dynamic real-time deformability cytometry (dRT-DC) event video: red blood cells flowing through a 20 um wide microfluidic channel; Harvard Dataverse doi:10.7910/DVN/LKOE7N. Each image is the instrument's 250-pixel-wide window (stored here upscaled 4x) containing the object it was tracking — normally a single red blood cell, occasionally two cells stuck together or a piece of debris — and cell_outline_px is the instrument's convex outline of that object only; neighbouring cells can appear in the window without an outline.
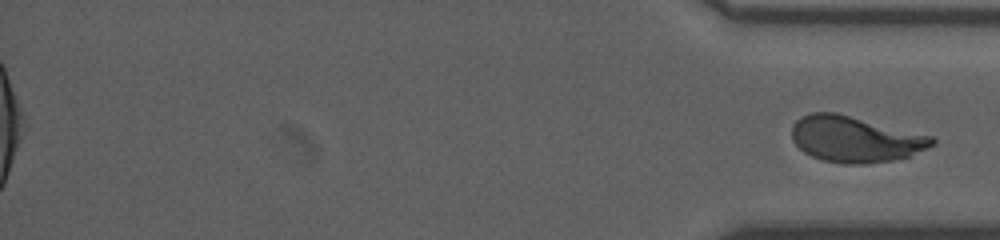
{"species": "human", "species_latin": "Homo sapiens", "temperature_condition": "room temperature", "stored_images_in_passage": 47, "segment_of_instrument_passage": [2, 2], "camera_frame_rate_fps": 3000, "um_per_image_px": 0.085, "donor": {"sex": "male"}, "frame": {"image": 1, "passage_image": 47, "time_ms": 15.333, "image_size_px": [1000, 240], "cell_outline_px": [[936, 144], [928, 148], [908, 156], [896, 160], [864, 164], [844, 164], [824, 160], [812, 156], [804, 152], [792, 140], [792, 124], [796, 120], [812, 112], [836, 112], [932, 136], [936, 140]], "centroid_in_image_um": [72.7, 11.83], "position_along_channel_um": 362.5, "area_um2": 37.57}}